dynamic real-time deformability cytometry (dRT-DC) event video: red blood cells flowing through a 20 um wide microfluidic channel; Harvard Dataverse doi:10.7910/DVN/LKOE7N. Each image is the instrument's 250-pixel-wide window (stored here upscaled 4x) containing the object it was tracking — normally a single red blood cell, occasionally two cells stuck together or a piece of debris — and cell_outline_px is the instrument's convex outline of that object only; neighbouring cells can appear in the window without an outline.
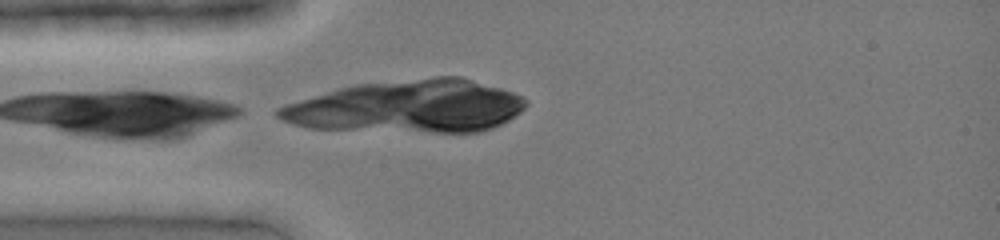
{"species": "common noctule bat (a hibernating species)", "species_latin": "Nyctalus noctula", "temperature_condition": "cold", "stored_images_in_passage": 3, "camera_frame_rate_fps": 3000, "um_per_image_px": 0.085, "animal": {"sex": "female", "body_mass_g": 19.0, "forearm_length_mm": 51.5}, "frame": {"image": 1, "passage_image": 1, "time_ms": 0.0, "image_size_px": [1000, 240], "cell_outline_px": [[284, 176], [236, 176], [180, 172], [180, 168], [200, 160], [220, 156], [252, 156], [268, 160], [284, 168]], "centroid_in_image_um": [19.98, 14.18], "position_along_channel_um": 65.0, "area_um2": 11.62}}